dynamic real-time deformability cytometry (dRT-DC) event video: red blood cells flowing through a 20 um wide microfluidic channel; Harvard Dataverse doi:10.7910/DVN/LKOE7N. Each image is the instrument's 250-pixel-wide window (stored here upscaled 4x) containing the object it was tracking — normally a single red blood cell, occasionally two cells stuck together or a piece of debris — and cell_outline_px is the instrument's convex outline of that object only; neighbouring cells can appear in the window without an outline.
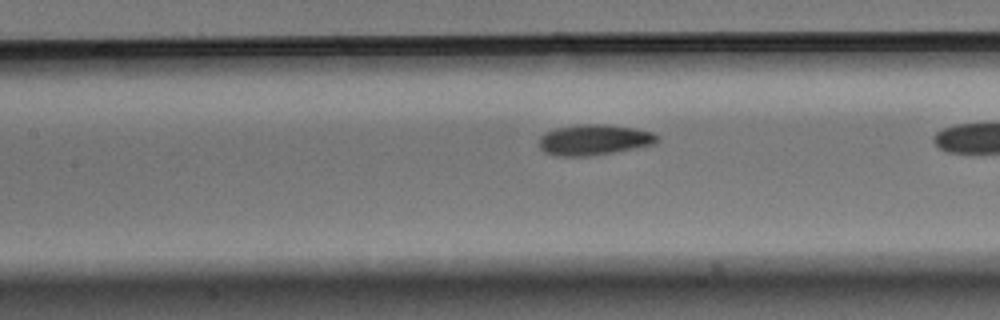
{"species": "Egyptian fruit bat (a non-hibernating species)", "species_latin": "Rousettus aegyptiacus", "temperature_condition": "warm", "stored_images_in_passage": 26, "camera_frame_rate_fps": 3000, "um_per_image_px": 0.085, "animal": {"sex": "male"}, "frame": {"image": 1, "passage_image": 22, "time_ms": 7.0, "image_size_px": [1000, 320], "cell_outline_px": [[660, 136], [656, 144], [592, 156], [556, 156], [544, 152], [540, 148], [540, 136], [544, 132], [556, 128], [580, 124], [604, 124], [632, 128], [652, 132]], "centroid_in_image_um": [50.49, 11.89], "position_along_channel_um": 156.9, "area_um2": 21.15}}